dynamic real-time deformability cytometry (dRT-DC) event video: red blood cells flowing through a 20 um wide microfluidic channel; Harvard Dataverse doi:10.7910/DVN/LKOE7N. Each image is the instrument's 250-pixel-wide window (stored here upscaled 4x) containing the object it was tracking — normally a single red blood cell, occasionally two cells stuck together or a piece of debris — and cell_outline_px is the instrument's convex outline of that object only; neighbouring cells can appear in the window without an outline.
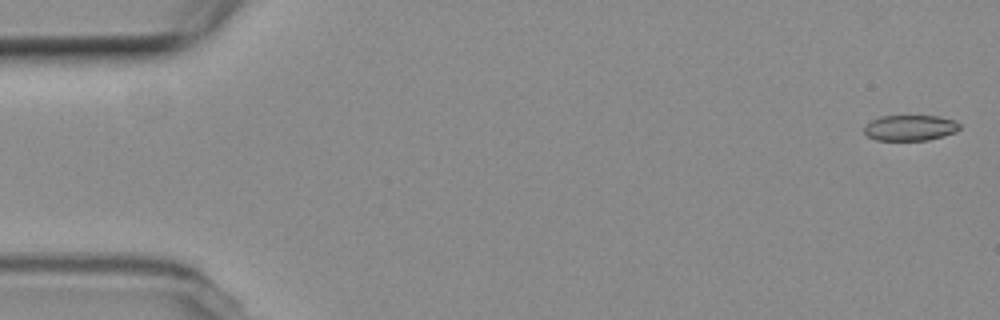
{"species": "common noctule bat (a hibernating species)", "species_latin": "Nyctalus noctula", "temperature_condition": "room temperature", "stored_images_in_passage": 56, "camera_frame_rate_fps": 3000, "um_per_image_px": 0.085, "animal": {"sex": "female", "body_mass_g": 19.3, "forearm_length_mm": 54.1}, "frame": {"image": 1, "passage_image": 2, "time_ms": 0.333, "image_size_px": [1000, 320], "cell_outline_px": [[960, 128], [956, 132], [944, 136], [928, 140], [876, 140], [868, 136], [864, 132], [864, 128], [872, 120], [880, 116], [940, 116], [956, 120], [960, 124]], "centroid_in_image_um": [77.41, 10.86], "position_along_channel_um": 7.6, "area_um2": 14.33}}
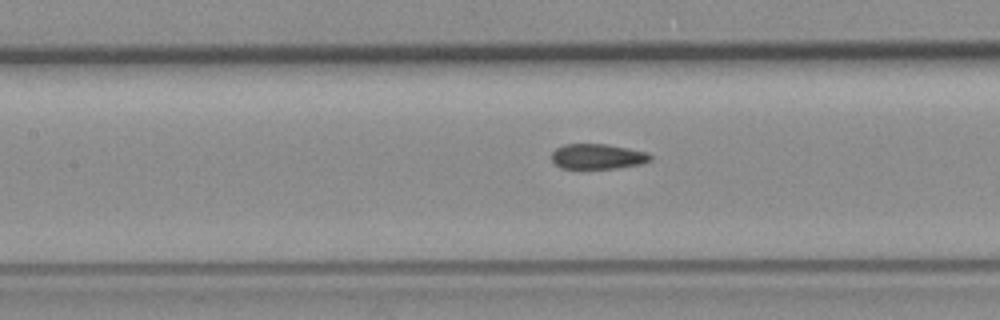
{"frame": {"image": 2, "passage_image": 26, "time_ms": 8.333, "image_size_px": [1000, 320], "cell_outline_px": [[652, 160], [644, 164], [616, 168], [560, 168], [552, 160], [552, 152], [556, 148], [564, 144], [608, 144], [648, 152], [652, 156]], "centroid_in_image_um": [50.84, 13.29], "position_along_channel_um": 156.6, "area_um2": 14.62}}
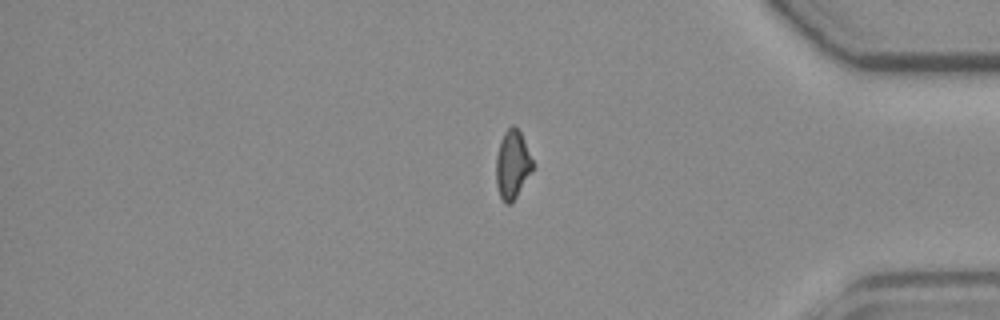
{"frame": {"image": 3, "passage_image": 48, "time_ms": 15.667, "image_size_px": [1000, 320], "cell_outline_px": [[532, 168], [516, 196], [508, 204], [504, 204], [500, 196], [496, 184], [496, 156], [500, 140], [504, 132], [512, 124], [520, 132], [532, 160]], "centroid_in_image_um": [43.51, 13.97], "position_along_channel_um": 391.7, "area_um2": 14.1}}